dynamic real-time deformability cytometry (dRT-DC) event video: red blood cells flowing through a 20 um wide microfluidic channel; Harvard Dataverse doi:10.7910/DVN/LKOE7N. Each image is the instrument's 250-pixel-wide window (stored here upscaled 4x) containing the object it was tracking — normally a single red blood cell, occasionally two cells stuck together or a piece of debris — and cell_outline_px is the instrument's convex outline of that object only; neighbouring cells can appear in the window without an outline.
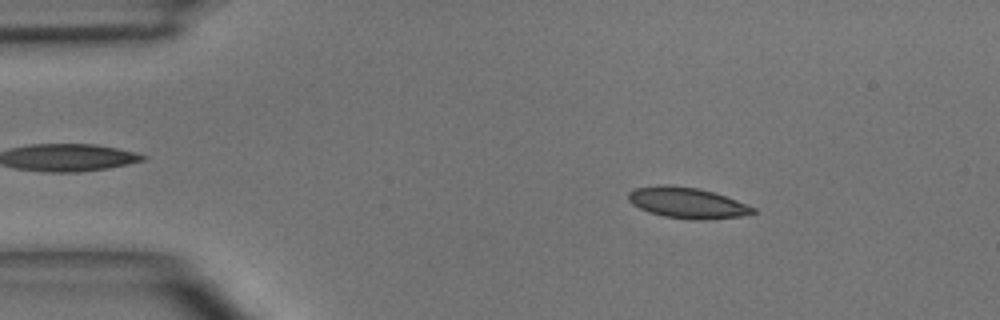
{"species": "common noctule bat (a hibernating species)", "species_latin": "Nyctalus noctula", "temperature_condition": "room temperature", "stored_images_in_passage": 5, "camera_frame_rate_fps": 3000, "um_per_image_px": 0.085, "animal": {"sex": "male", "body_mass_g": 15.6}, "frame": {"image": 1, "passage_image": 3, "time_ms": 2.333, "image_size_px": [1000, 320], "cell_outline_px": [[756, 212], [740, 216], [704, 220], [696, 220], [664, 216], [648, 212], [632, 204], [628, 200], [628, 192], [636, 188], [664, 184], [668, 184], [696, 188], [712, 192], [736, 200], [756, 208]], "centroid_in_image_um": [58.39, 17.24], "position_along_channel_um": 26.6, "area_um2": 22.2}}